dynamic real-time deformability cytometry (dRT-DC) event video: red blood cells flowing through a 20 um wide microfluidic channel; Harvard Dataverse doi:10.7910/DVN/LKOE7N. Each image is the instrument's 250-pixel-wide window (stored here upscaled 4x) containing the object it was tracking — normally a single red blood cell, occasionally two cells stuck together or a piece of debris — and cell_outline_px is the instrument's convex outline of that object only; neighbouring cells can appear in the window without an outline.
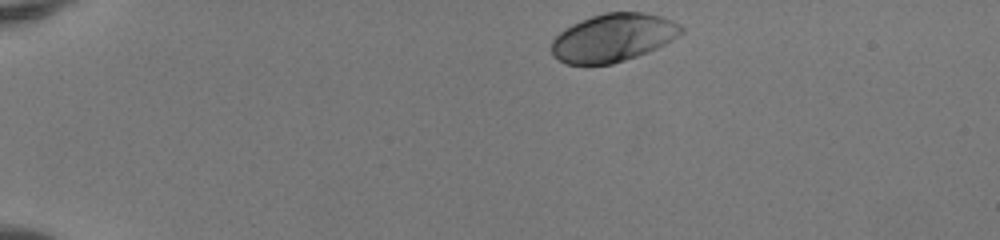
{"species": "human", "species_latin": "Homo sapiens", "temperature_condition": "room temperature", "stored_images_in_passage": 41, "camera_frame_rate_fps": 3000, "um_per_image_px": 0.085, "donor": {"sex": "female"}, "frame": {"image": 1, "passage_image": 1, "time_ms": 0.0, "image_size_px": [1000, 240], "cell_outline_px": [[684, 32], [672, 40], [648, 52], [612, 64], [564, 64], [552, 56], [552, 40], [564, 28], [580, 20], [604, 12], [644, 12], [660, 16], [672, 20], [680, 24], [684, 28]], "centroid_in_image_um": [52.11, 3.2], "position_along_channel_um": 32.9, "area_um2": 36.41}}
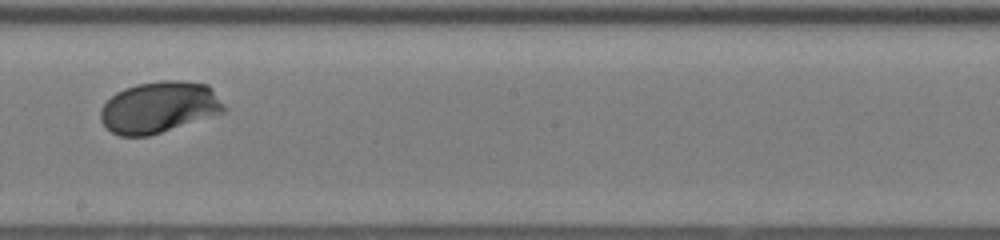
{"frame": {"image": 2, "passage_image": 22, "time_ms": 7.0, "image_size_px": [1000, 240], "cell_outline_px": [[224, 112], [148, 136], [120, 136], [112, 132], [100, 120], [100, 108], [116, 92], [124, 88], [136, 84], [160, 80], [184, 80], [208, 84], [212, 88], [224, 104]], "centroid_in_image_um": [13.51, 9.09], "position_along_channel_um": 234.7, "area_um2": 36.93}}
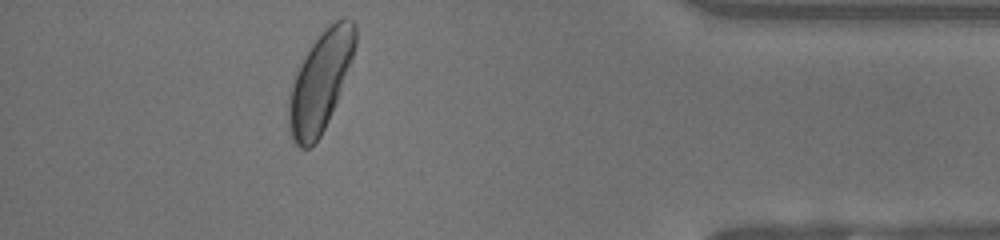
{"frame": {"image": 3, "passage_image": 37, "time_ms": 12.0, "image_size_px": [1000, 240], "cell_outline_px": [[356, 44], [352, 60], [328, 120], [320, 136], [308, 148], [300, 148], [292, 140], [288, 124], [288, 96], [296, 72], [304, 56], [312, 44], [328, 24], [344, 16], [352, 20], [356, 24]], "centroid_in_image_um": [27.22, 6.9], "position_along_channel_um": 408.0, "area_um2": 38.15}, "authors_computed_cell_mechanics": {"area_um2": 36.2406, "velocity_mm_per_s": 4.1007, "shape_relaxation_time_tau1_ms": 2.0108, "shape_relaxation_time_tau2_ms": null, "deformation_change_tau1": 0.1446, "deformation_change_tau2": null}}